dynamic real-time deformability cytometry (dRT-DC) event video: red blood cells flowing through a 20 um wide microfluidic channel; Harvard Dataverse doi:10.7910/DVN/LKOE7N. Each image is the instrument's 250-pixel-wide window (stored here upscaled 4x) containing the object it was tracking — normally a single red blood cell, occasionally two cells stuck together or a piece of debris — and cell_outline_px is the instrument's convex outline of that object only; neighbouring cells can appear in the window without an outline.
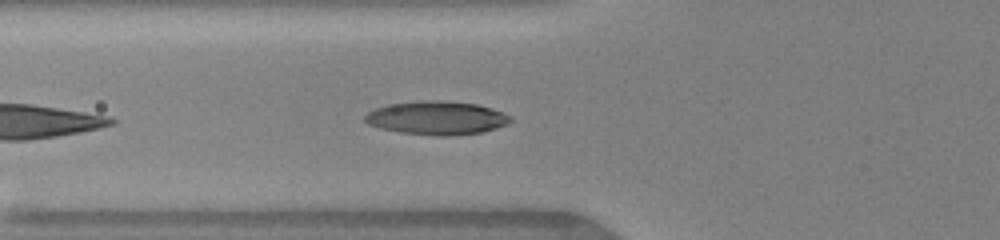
{"species": "human", "species_latin": "Homo sapiens", "temperature_condition": "warm", "stored_images_in_passage": 8, "camera_frame_rate_fps": 3000, "um_per_image_px": 0.085, "donor": {"sex": "female"}, "frame": {"image": 1, "passage_image": 4, "time_ms": 1.0, "image_size_px": [1000, 240], "cell_outline_px": [[512, 120], [496, 128], [484, 132], [452, 136], [436, 136], [400, 132], [380, 128], [368, 124], [364, 120], [364, 116], [368, 112], [376, 108], [388, 104], [432, 100], [440, 100], [476, 104], [492, 108], [508, 116]], "centroid_in_image_um": [37.09, 10.03], "position_along_channel_um": 88.7, "area_um2": 28.21}}